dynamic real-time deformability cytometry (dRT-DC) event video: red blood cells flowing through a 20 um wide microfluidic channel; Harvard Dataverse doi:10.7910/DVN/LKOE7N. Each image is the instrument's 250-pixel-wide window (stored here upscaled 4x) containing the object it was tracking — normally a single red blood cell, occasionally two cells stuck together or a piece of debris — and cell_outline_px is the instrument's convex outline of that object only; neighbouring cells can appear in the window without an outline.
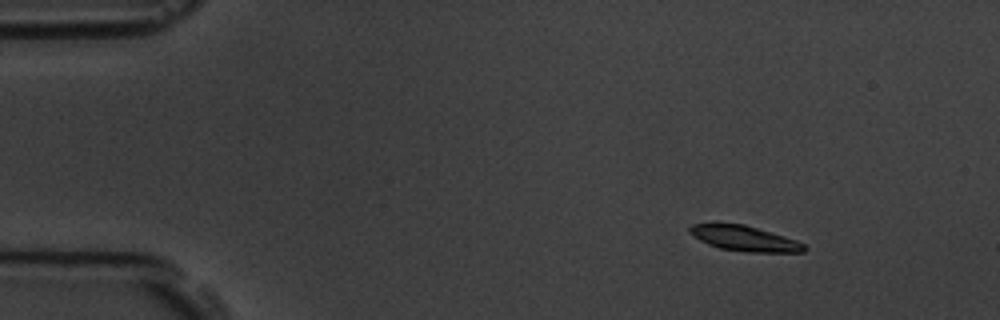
{"species": "common noctule bat (a hibernating species)", "species_latin": "Nyctalus noctula", "temperature_condition": "room temperature", "stored_images_in_passage": 4, "camera_frame_rate_fps": 3000, "um_per_image_px": 0.085, "animal": {"sex": "male", "body_mass_g": 19.5, "forearm_length_mm": 54.6}, "frame": {"image": 1, "passage_image": 1, "time_ms": 0.0, "image_size_px": [1000, 320], "cell_outline_px": [[808, 248], [804, 252], [748, 252], [720, 248], [708, 244], [700, 240], [688, 232], [688, 228], [692, 224], [744, 224], [784, 236], [796, 240], [804, 244]], "centroid_in_image_um": [63.3, 20.27], "position_along_channel_um": 21.7, "area_um2": 16.65}}
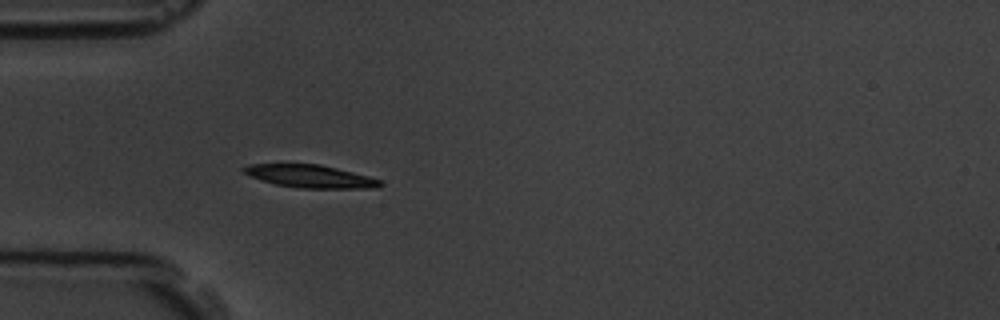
{"frame": {"image": 2, "passage_image": 4, "time_ms": 3.333, "image_size_px": [1000, 320], "cell_outline_px": [[384, 184], [376, 188], [300, 188], [276, 184], [260, 180], [244, 172], [240, 168], [248, 164], [320, 164], [368, 176], [380, 180]], "centroid_in_image_um": [26.36, 14.98], "position_along_channel_um": 58.6, "area_um2": 17.98}}